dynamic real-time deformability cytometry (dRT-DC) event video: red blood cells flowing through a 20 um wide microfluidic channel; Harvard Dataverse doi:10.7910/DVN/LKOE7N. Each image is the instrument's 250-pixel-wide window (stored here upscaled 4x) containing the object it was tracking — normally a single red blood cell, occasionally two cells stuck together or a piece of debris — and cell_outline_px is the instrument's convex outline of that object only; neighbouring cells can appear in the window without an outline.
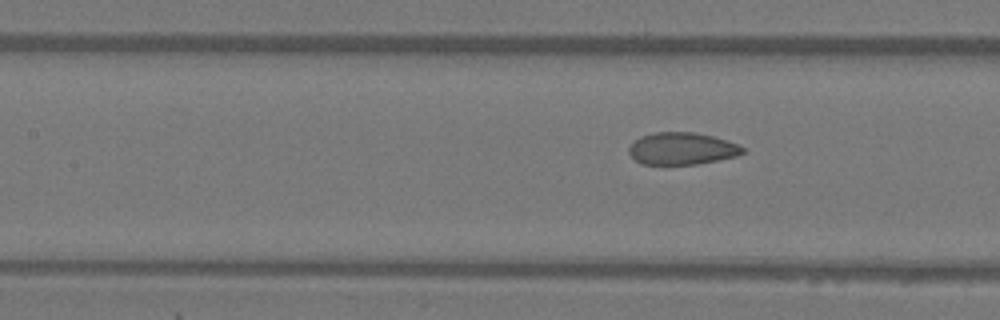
{"species": "Egyptian fruit bat (a non-hibernating species)", "species_latin": "Rousettus aegyptiacus", "temperature_condition": "warm", "stored_images_in_passage": 4, "segment_of_instrument_passage": [2, 2], "camera_frame_rate_fps": 3000, "um_per_image_px": 0.085, "animal": {"sex": "female"}, "frame": {"image": 1, "passage_image": 4, "time_ms": 1.0, "image_size_px": [1000, 320], "cell_outline_px": [[744, 152], [736, 156], [696, 164], [640, 164], [628, 152], [628, 148], [640, 136], [656, 132], [692, 132], [712, 136], [740, 144], [744, 148]], "centroid_in_image_um": [57.96, 12.62], "position_along_channel_um": 149.4, "area_um2": 21.15}}